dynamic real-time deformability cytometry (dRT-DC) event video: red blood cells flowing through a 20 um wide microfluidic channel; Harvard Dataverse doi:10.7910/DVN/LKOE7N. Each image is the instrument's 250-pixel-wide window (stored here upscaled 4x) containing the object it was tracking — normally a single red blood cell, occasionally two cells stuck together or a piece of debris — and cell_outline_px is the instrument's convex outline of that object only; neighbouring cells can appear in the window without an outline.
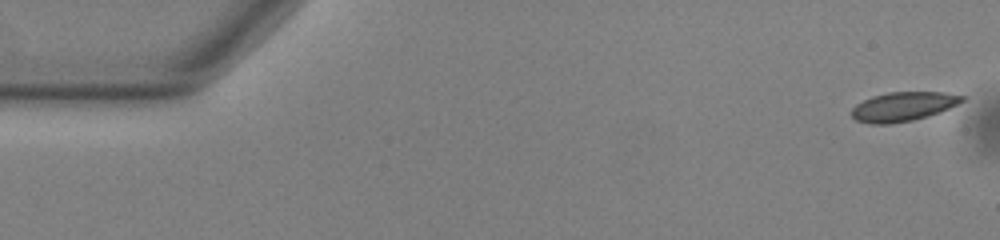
{"species": "common noctule bat (a hibernating species)", "species_latin": "Nyctalus noctula", "temperature_condition": "warm", "stored_images_in_passage": 54, "camera_frame_rate_fps": 3000, "um_per_image_px": 0.085, "animal": {"sex": "male", "body_mass_g": 13.0, "forearm_length_mm": 53.1}, "frame": {"image": 1, "passage_image": 1, "time_ms": 0.0, "image_size_px": [1000, 240], "cell_outline_px": [[964, 100], [940, 112], [928, 116], [912, 120], [888, 124], [872, 124], [856, 120], [852, 116], [852, 108], [856, 104], [872, 96], [888, 92], [944, 92], [964, 96]], "centroid_in_image_um": [76.75, 9.05], "position_along_channel_um": 8.3, "area_um2": 18.61}}
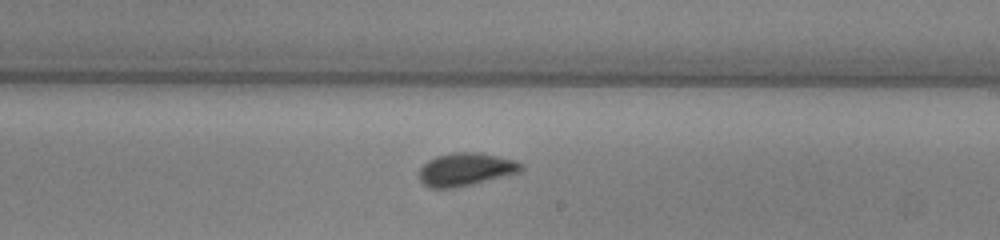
{"frame": {"image": 2, "passage_image": 31, "time_ms": 10.0, "image_size_px": [1000, 240], "cell_outline_px": [[524, 168], [520, 172], [472, 184], [452, 188], [428, 188], [420, 180], [420, 168], [428, 160], [436, 156], [452, 152], [480, 152], [512, 160], [524, 164]], "centroid_in_image_um": [39.57, 14.39], "position_along_channel_um": 249.4, "area_um2": 19.48}}
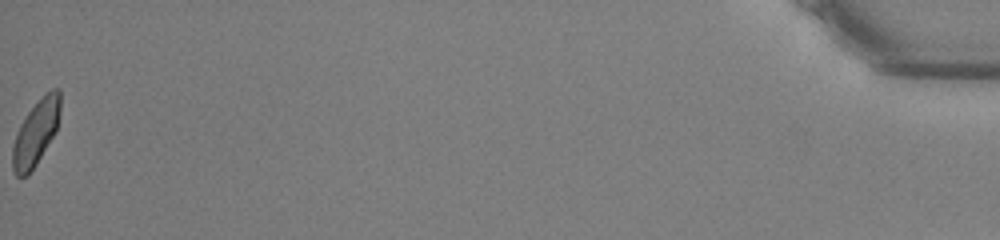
{"frame": {"image": 3, "passage_image": 54, "time_ms": 17.667, "image_size_px": [1000, 240], "cell_outline_px": [[60, 112], [56, 132], [36, 164], [28, 176], [16, 176], [12, 168], [12, 148], [16, 132], [20, 124], [28, 112], [44, 92], [52, 88], [60, 88]], "centroid_in_image_um": [3.05, 11.25], "position_along_channel_um": 432.1, "area_um2": 18.32}, "authors_computed_cell_mechanics": {"area_um2": 18.6116, "velocity_mm_per_s": 3.7856, "shape_relaxation_time_tau1_ms": 5.2866, "shape_relaxation_time_tau2_ms": 0.8233, "deformation_change_tau1": 0.1106, "deformation_change_tau2": 0.0619}}